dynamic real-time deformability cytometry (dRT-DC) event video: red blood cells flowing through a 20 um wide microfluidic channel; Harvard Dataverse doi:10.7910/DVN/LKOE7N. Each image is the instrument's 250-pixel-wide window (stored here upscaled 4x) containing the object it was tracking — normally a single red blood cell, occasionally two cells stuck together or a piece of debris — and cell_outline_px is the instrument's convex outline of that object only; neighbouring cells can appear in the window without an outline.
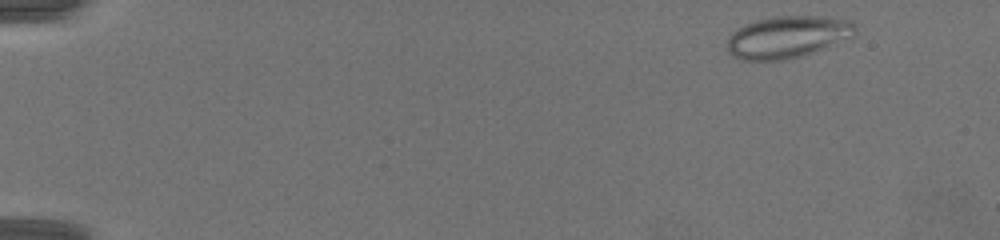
{"species": "common noctule bat (a hibernating species)", "species_latin": "Nyctalus noctula", "temperature_condition": "warm", "stored_images_in_passage": 62, "camera_frame_rate_fps": 3000, "um_per_image_px": 0.085, "animal": {"sex": "female", "body_mass_g": 19.5, "forearm_length_mm": 54.1}, "frame": {"image": 1, "passage_image": 3, "time_ms": 0.667, "image_size_px": [1000, 240], "cell_outline_px": [[856, 32], [852, 36], [812, 52], [800, 56], [784, 60], [740, 60], [732, 56], [728, 52], [728, 36], [736, 28], [744, 24], [756, 20], [772, 16], [828, 16], [852, 20], [856, 24]], "centroid_in_image_um": [66.91, 3.12], "position_along_channel_um": 18.1, "area_um2": 31.5}}
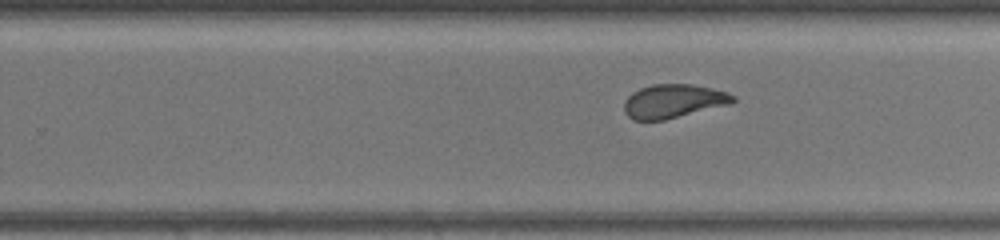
{"frame": {"image": 2, "passage_image": 40, "time_ms": 13.0, "image_size_px": [1000, 240], "cell_outline_px": [[736, 100], [732, 104], [664, 120], [632, 120], [624, 112], [624, 100], [632, 92], [640, 88], [652, 84], [692, 84], [712, 88], [728, 92], [736, 96]], "centroid_in_image_um": [57.26, 8.59], "position_along_channel_um": 272.5, "area_um2": 21.68}}
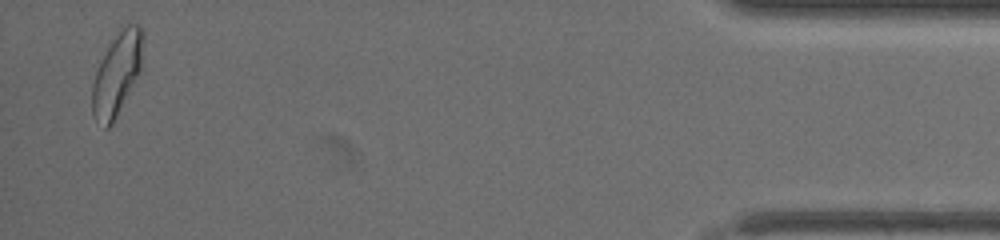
{"frame": {"image": 3, "passage_image": 61, "time_ms": 20.0, "image_size_px": [1000, 240], "cell_outline_px": [[144, 36], [140, 72], [112, 124], [108, 128], [104, 128], [92, 116], [92, 84], [96, 72], [120, 24], [140, 24], [144, 28]], "centroid_in_image_um": [9.97, 6.22], "position_along_channel_um": 425.2, "area_um2": 24.51}, "authors_computed_cell_mechanics": {"area_um2": 23.1778, "velocity_mm_per_s": 3.23, "shape_relaxation_time_tau1_ms": null, "shape_relaxation_time_tau2_ms": 0.9834, "deformation_change_tau1": null, "deformation_change_tau2": 0.083}}